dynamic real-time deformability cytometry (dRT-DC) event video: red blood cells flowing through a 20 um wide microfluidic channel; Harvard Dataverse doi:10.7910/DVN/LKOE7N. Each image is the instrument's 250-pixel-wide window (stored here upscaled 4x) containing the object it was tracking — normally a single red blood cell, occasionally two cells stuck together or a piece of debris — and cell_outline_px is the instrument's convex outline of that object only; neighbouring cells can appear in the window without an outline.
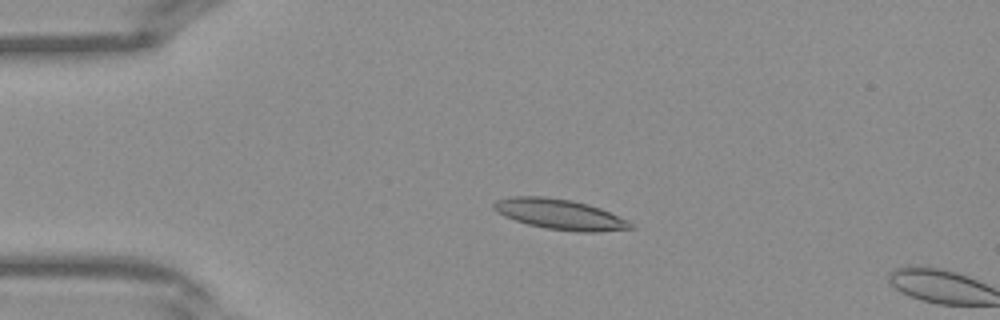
{"species": "Egyptian fruit bat (a non-hibernating species)", "species_latin": "Rousettus aegyptiacus", "temperature_condition": "warm", "stored_images_in_passage": 9, "camera_frame_rate_fps": 3000, "um_per_image_px": 0.085, "frame": {"image": 1, "passage_image": 7, "time_ms": 2.0, "image_size_px": [1000, 320], "cell_outline_px": [[636, 228], [596, 232], [576, 232], [544, 228], [528, 224], [504, 216], [496, 212], [492, 208], [492, 204], [496, 200], [512, 196], [544, 196], [572, 200], [588, 204], [600, 208], [628, 220]], "centroid_in_image_um": [47.57, 18.21], "position_along_channel_um": 37.4, "area_um2": 24.33}}